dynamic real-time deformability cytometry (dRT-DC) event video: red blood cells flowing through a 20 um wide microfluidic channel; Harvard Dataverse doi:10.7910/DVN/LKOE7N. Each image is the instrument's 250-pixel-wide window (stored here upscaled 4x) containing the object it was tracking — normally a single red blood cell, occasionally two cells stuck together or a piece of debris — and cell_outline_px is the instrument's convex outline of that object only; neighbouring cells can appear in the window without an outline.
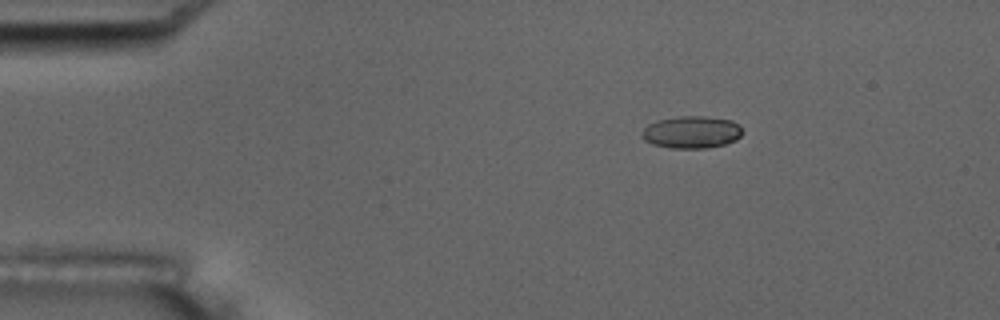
{"species": "common noctule bat (a hibernating species)", "species_latin": "Nyctalus noctula", "temperature_condition": "room temperature", "stored_images_in_passage": 4, "camera_frame_rate_fps": 3000, "um_per_image_px": 0.085, "animal": {"sex": "male", "body_mass_g": 17.5, "forearm_length_mm": 52.3}, "frame": {"image": 1, "passage_image": 1, "time_ms": 0.0, "image_size_px": [1000, 320], "cell_outline_px": [[740, 136], [736, 140], [724, 144], [704, 148], [672, 148], [652, 144], [644, 140], [640, 136], [640, 132], [648, 124], [660, 120], [680, 116], [704, 116], [732, 120], [740, 128]], "centroid_in_image_um": [58.73, 11.23], "position_along_channel_um": 26.3, "area_um2": 18.73}}